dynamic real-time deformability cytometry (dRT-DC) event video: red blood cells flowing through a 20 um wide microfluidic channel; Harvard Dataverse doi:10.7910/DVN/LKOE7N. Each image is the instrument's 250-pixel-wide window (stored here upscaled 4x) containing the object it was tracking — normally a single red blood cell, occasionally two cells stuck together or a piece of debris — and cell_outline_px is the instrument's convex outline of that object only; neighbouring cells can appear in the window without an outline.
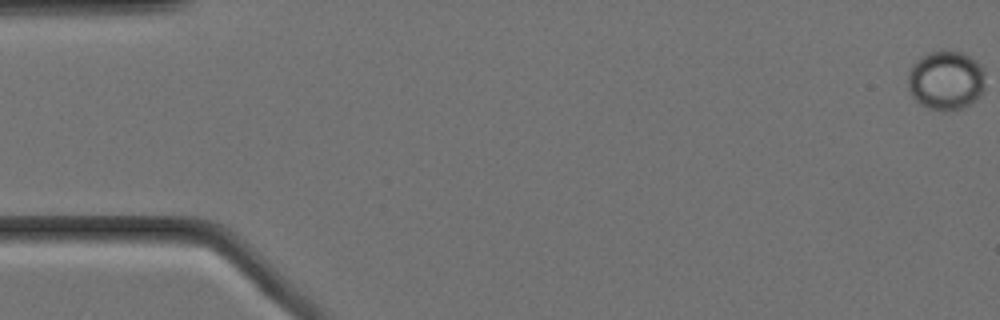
{"species": "Egyptian fruit bat (a non-hibernating species)", "species_latin": "Rousettus aegyptiacus", "temperature_condition": "cold", "stored_images_in_passage": 53, "camera_frame_rate_fps": 3000, "um_per_image_px": 0.085, "animal": {"sex": "female"}, "frame": {"image": 1, "passage_image": 1, "time_ms": 0.0, "image_size_px": [1000, 320], "cell_outline_px": [[984, 88], [980, 96], [972, 104], [960, 108], [944, 112], [940, 112], [928, 108], [920, 104], [912, 96], [908, 88], [908, 72], [912, 64], [920, 56], [928, 52], [964, 52], [976, 60], [984, 68]], "centroid_in_image_um": [80.4, 6.85], "position_along_channel_um": 4.6, "area_um2": 27.05}}
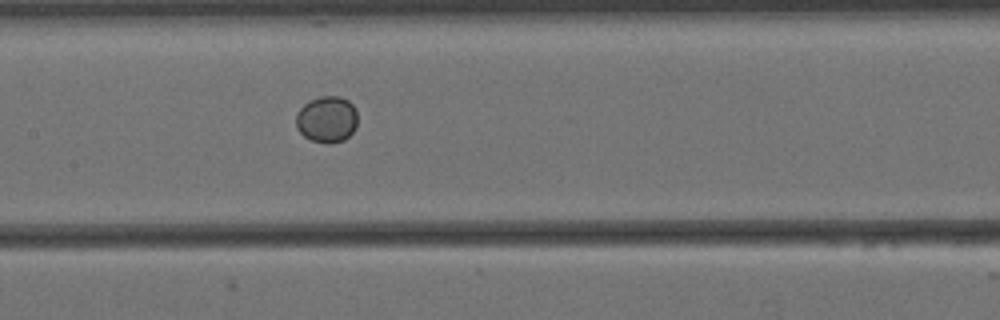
{"frame": {"image": 2, "passage_image": 28, "time_ms": 9.0, "image_size_px": [1000, 320], "cell_outline_px": [[356, 128], [344, 140], [328, 144], [312, 140], [304, 136], [296, 128], [296, 112], [304, 104], [320, 96], [340, 96], [348, 100], [356, 108]], "centroid_in_image_um": [27.78, 10.14], "position_along_channel_um": 179.6, "area_um2": 16.7}}
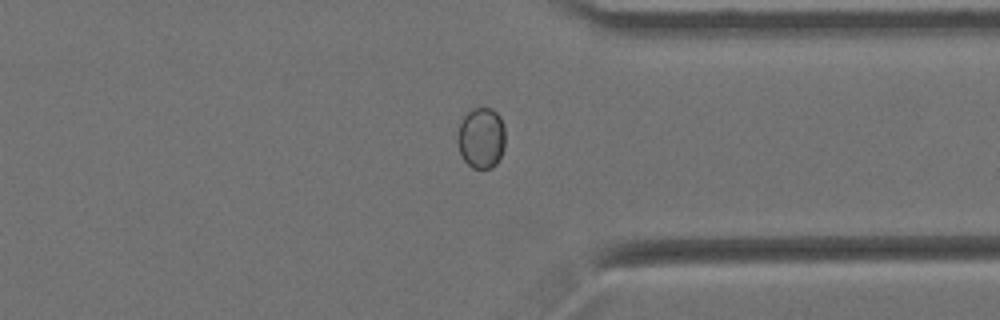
{"frame": {"image": 3, "passage_image": 45, "time_ms": 14.667, "image_size_px": [1000, 320], "cell_outline_px": [[504, 148], [496, 164], [492, 168], [472, 168], [464, 160], [460, 152], [456, 140], [456, 132], [464, 112], [472, 108], [492, 108], [500, 116], [504, 128]], "centroid_in_image_um": [40.87, 11.69], "position_along_channel_um": 370.5, "area_um2": 17.28}}